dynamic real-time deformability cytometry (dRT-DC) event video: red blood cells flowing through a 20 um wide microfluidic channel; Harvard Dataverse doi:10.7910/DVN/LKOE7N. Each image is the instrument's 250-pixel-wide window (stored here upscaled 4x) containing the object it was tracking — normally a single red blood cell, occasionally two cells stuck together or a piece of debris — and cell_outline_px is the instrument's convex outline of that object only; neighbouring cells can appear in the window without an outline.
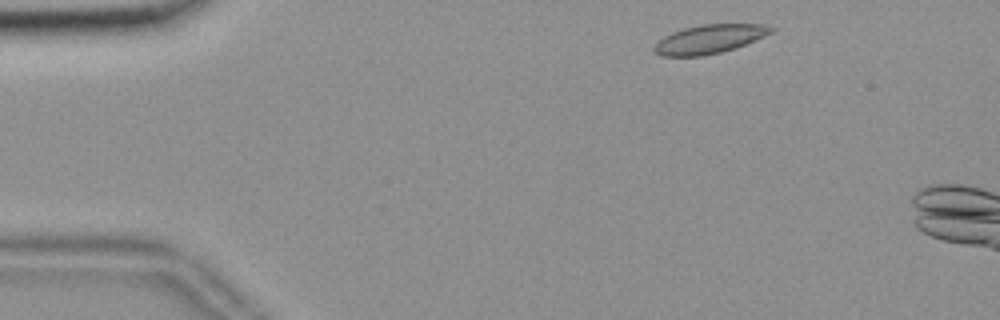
{"species": "common noctule bat (a hibernating species)", "species_latin": "Nyctalus noctula", "temperature_condition": "room temperature", "stored_images_in_passage": 9, "camera_frame_rate_fps": 3000, "um_per_image_px": 0.085, "animal": {"sex": "female", "body_mass_g": 18.4}, "frame": {"image": 1, "passage_image": 3, "time_ms": 0.667, "image_size_px": [1000, 320], "cell_outline_px": [[776, 28], [772, 32], [764, 36], [736, 48], [704, 56], [660, 56], [652, 52], [652, 48], [664, 36], [672, 32], [684, 28], [700, 24], [764, 24]], "centroid_in_image_um": [60.28, 3.32], "position_along_channel_um": 24.7, "area_um2": 19.71}}